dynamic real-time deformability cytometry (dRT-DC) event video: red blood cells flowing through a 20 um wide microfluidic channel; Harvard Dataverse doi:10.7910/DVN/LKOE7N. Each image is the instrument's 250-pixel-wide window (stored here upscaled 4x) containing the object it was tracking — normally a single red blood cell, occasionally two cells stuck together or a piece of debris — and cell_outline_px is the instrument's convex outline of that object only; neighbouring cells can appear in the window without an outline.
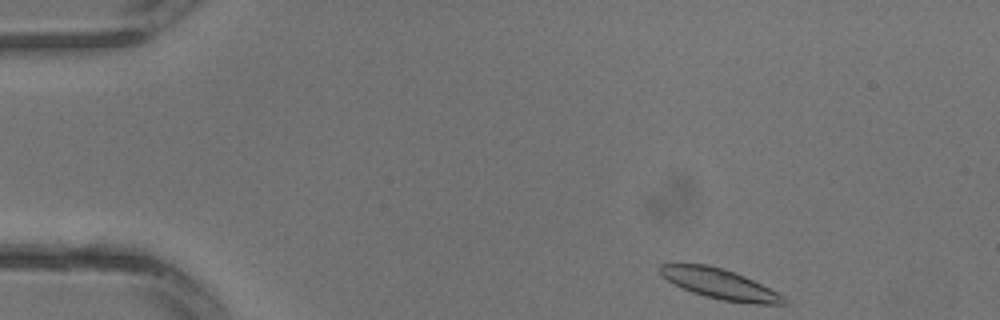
{"species": "common noctule bat (a hibernating species)", "species_latin": "Nyctalus noctula", "temperature_condition": "warm", "stored_images_in_passage": 29, "camera_frame_rate_fps": 3000, "um_per_image_px": 0.085, "animal": {"sex": "male", "body_mass_g": 13.3}, "frame": {"image": 1, "passage_image": 1, "time_ms": 0.0, "image_size_px": [1000, 320], "cell_outline_px": [[788, 304], [752, 304], [720, 300], [704, 296], [692, 292], [668, 280], [660, 272], [660, 264], [708, 264], [736, 272], [784, 296], [788, 300]], "centroid_in_image_um": [61.23, 24.15], "position_along_channel_um": 23.8, "area_um2": 21.5}}
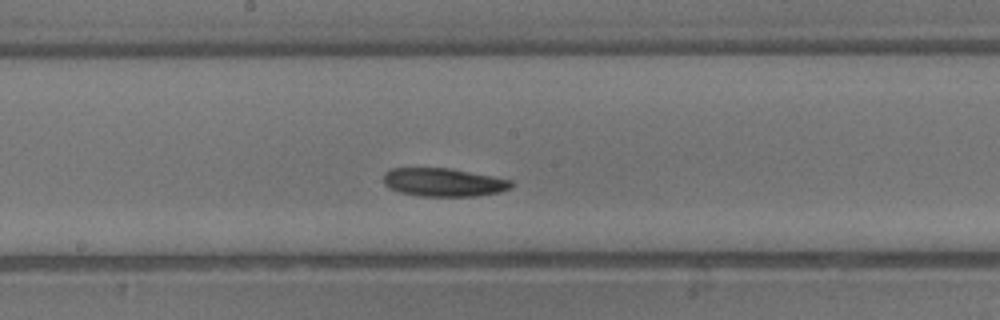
{"frame": {"image": 2, "passage_image": 14, "time_ms": 4.333, "image_size_px": [1000, 320], "cell_outline_px": [[512, 188], [500, 192], [476, 196], [420, 196], [400, 192], [384, 184], [384, 172], [388, 168], [452, 168], [512, 180]], "centroid_in_image_um": [37.71, 15.49], "position_along_channel_um": 210.5, "area_um2": 21.15}}
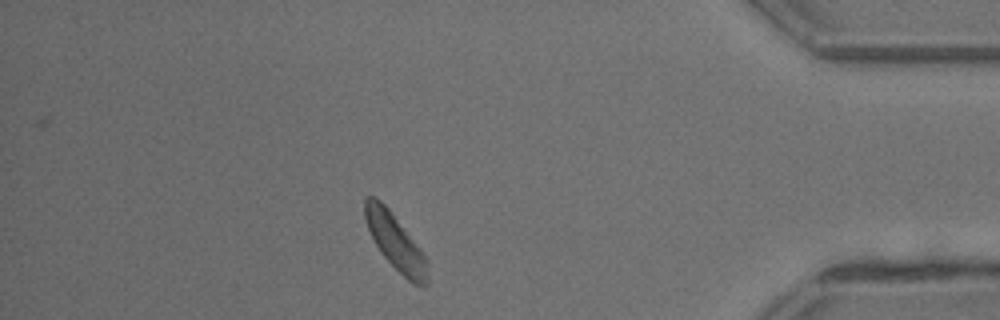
{"frame": {"image": 3, "passage_image": 25, "time_ms": 8.0, "image_size_px": [1000, 320], "cell_outline_px": [[428, 284], [420, 288], [412, 284], [380, 252], [368, 228], [364, 216], [364, 200], [368, 196], [376, 196], [388, 208], [420, 248], [428, 260]], "centroid_in_image_um": [33.64, 20.6], "position_along_channel_um": 401.6, "area_um2": 20.29}}